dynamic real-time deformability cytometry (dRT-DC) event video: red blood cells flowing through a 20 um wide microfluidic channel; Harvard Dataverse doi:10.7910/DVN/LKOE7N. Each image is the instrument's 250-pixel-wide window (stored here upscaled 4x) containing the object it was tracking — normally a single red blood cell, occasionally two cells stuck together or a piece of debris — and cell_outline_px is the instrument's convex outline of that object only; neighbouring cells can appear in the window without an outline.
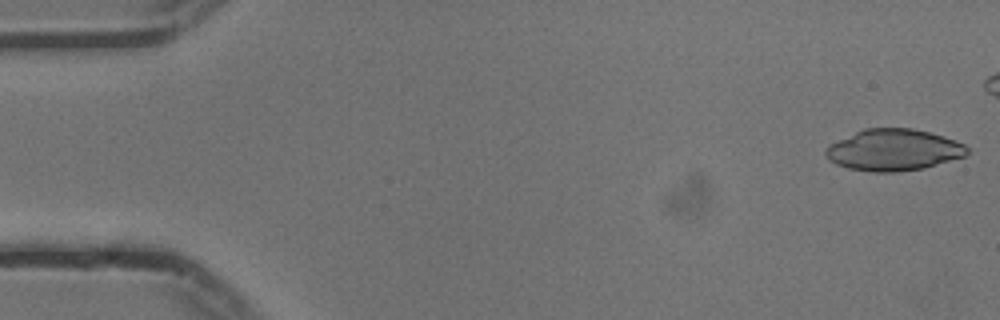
{"species": "common noctule bat (a hibernating species)", "species_latin": "Nyctalus noctula", "temperature_condition": "cold", "stored_images_in_passage": 47, "camera_frame_rate_fps": 3000, "um_per_image_px": 0.085, "animal": {"sex": "male", "body_mass_g": 13.3}, "frame": {"image": 1, "passage_image": 1, "time_ms": 0.0, "image_size_px": [1000, 320], "cell_outline_px": [[968, 152], [964, 156], [924, 168], [896, 172], [872, 172], [848, 168], [836, 164], [828, 160], [824, 152], [832, 144], [864, 128], [912, 128], [944, 136], [956, 140], [964, 144], [968, 148]], "centroid_in_image_um": [75.97, 12.75], "position_along_channel_um": 9.0, "area_um2": 33.93}}